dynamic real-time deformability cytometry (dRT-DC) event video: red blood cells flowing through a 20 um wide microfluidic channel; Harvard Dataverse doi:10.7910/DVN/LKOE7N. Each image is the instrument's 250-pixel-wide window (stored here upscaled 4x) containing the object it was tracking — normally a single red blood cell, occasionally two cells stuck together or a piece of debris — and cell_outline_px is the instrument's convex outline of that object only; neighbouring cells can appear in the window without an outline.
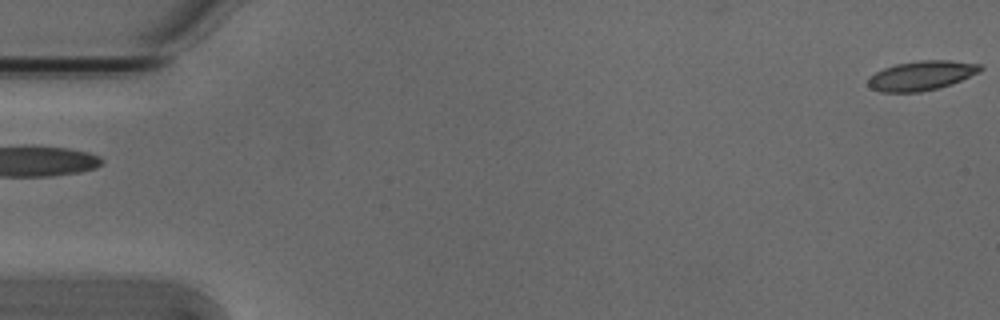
{"species": "Egyptian fruit bat (a non-hibernating species)", "species_latin": "Rousettus aegyptiacus", "temperature_condition": "cold", "stored_images_in_passage": 2, "camera_frame_rate_fps": 3000, "um_per_image_px": 0.085, "animal": {"sex": "male"}, "frame": {"image": 1, "passage_image": 2, "time_ms": 0.333, "image_size_px": [1000, 320], "cell_outline_px": [[984, 68], [980, 72], [952, 84], [920, 92], [880, 92], [872, 88], [868, 84], [868, 76], [884, 68], [896, 64], [920, 60], [948, 60], [980, 64]], "centroid_in_image_um": [78.33, 6.42], "position_along_channel_um": 6.7, "area_um2": 19.25}}